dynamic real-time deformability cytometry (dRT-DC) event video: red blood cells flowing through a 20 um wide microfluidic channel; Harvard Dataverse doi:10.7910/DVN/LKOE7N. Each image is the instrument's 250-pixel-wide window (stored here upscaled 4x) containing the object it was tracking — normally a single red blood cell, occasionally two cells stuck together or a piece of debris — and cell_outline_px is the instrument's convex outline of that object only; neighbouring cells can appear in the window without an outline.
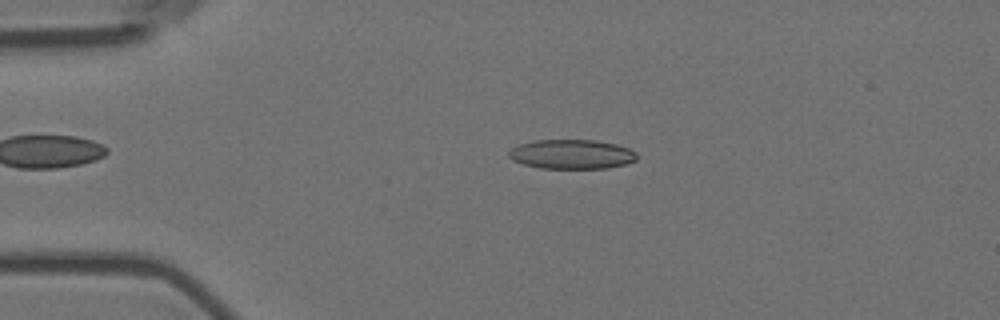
{"species": "Egyptian fruit bat (a non-hibernating species)", "species_latin": "Rousettus aegyptiacus", "temperature_condition": "room temperature", "stored_images_in_passage": 56, "camera_frame_rate_fps": 3000, "um_per_image_px": 0.085, "animal": {"sex": "female"}, "frame": {"image": 1, "passage_image": 12, "time_ms": 3.667, "image_size_px": [1000, 320], "cell_outline_px": [[636, 160], [628, 164], [608, 168], [540, 168], [524, 164], [512, 160], [508, 156], [508, 152], [512, 148], [520, 144], [536, 140], [596, 140], [616, 144], [628, 148], [636, 152]], "centroid_in_image_um": [48.61, 13.11], "position_along_channel_um": 36.4, "area_um2": 21.96}}
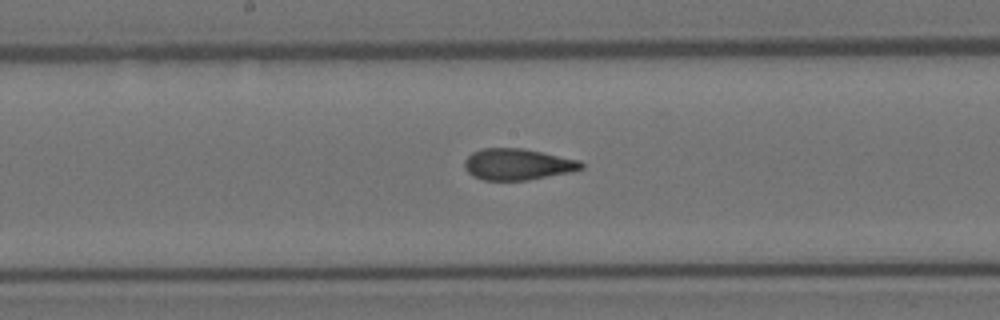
{"frame": {"image": 2, "passage_image": 29, "time_ms": 9.333, "image_size_px": [1000, 320], "cell_outline_px": [[584, 168], [568, 172], [528, 180], [484, 180], [472, 176], [464, 168], [464, 160], [472, 152], [480, 148], [524, 148], [580, 160], [584, 164]], "centroid_in_image_um": [43.97, 13.96], "position_along_channel_um": 204.2, "area_um2": 21.39}}
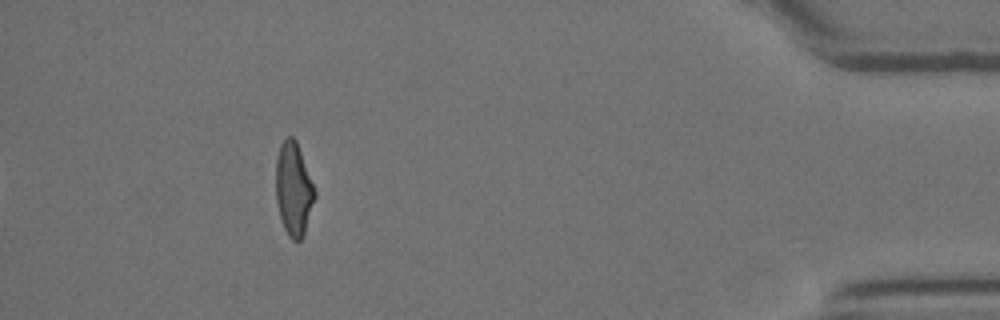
{"frame": {"image": 3, "passage_image": 51, "time_ms": 16.667, "image_size_px": [1000, 320], "cell_outline_px": [[316, 196], [304, 232], [300, 240], [292, 240], [288, 236], [280, 220], [276, 200], [276, 156], [280, 144], [288, 136], [292, 136], [296, 140], [316, 192]], "centroid_in_image_um": [24.94, 16.07], "position_along_channel_um": 410.3, "area_um2": 21.04}, "authors_computed_cell_mechanics": {"area_um2": 21.6461, "velocity_mm_per_s": 3.5966, "shape_relaxation_time_tau1_ms": 9.0539, "shape_relaxation_time_tau2_ms": 1.7816, "deformation_change_tau1": 0.2205, "deformation_change_tau2": 0.09}}